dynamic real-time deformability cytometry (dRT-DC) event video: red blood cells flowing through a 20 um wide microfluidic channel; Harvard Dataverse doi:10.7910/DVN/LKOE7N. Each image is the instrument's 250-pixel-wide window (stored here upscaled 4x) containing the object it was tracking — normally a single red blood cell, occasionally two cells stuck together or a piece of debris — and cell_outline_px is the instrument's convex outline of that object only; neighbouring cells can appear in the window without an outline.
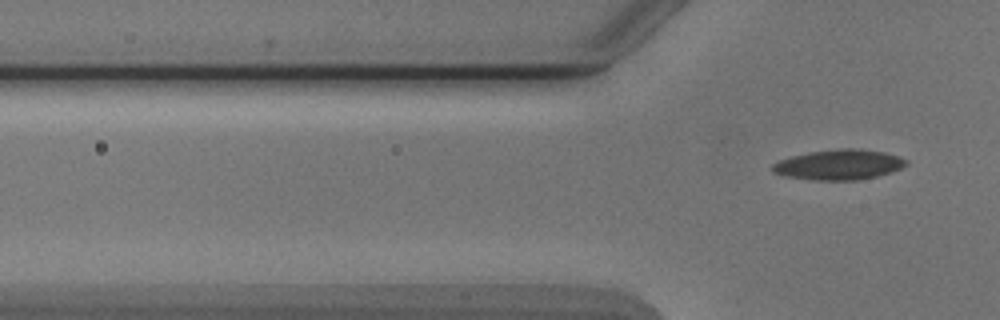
{"species": "Egyptian fruit bat (a non-hibernating species)", "species_latin": "Rousettus aegyptiacus", "temperature_condition": "cold", "stored_images_in_passage": 8, "segment_of_instrument_passage": [2, 2], "camera_frame_rate_fps": 3000, "um_per_image_px": 0.085, "animal": {"sex": "male"}, "frame": {"image": 1, "passage_image": 8, "time_ms": 8.333, "image_size_px": [1000, 320], "cell_outline_px": [[908, 164], [900, 168], [876, 176], [856, 180], [816, 180], [784, 176], [772, 172], [768, 168], [772, 164], [780, 160], [792, 156], [812, 152], [840, 148], [860, 148], [884, 152], [900, 156], [908, 160]], "centroid_in_image_um": [71.29, 13.99], "position_along_channel_um": 54.5, "area_um2": 23.52}}